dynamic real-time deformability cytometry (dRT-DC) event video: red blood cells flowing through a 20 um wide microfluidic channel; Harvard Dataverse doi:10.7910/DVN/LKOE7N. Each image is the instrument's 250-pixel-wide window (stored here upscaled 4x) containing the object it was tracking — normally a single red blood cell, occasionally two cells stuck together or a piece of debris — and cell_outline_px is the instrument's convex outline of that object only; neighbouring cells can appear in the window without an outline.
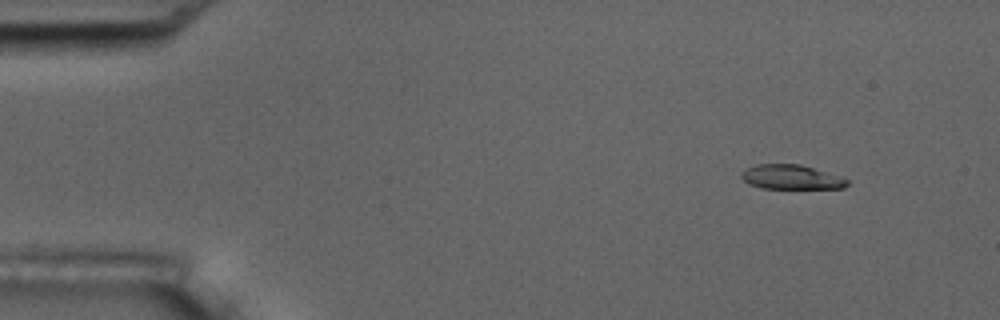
{"species": "common noctule bat (a hibernating species)", "species_latin": "Nyctalus noctula", "temperature_condition": "room temperature", "stored_images_in_passage": 5, "camera_frame_rate_fps": 3000, "um_per_image_px": 0.085, "animal": {"sex": "male", "body_mass_g": 17.5, "forearm_length_mm": 52.3}, "frame": {"image": 1, "passage_image": 2, "time_ms": 1.0, "image_size_px": [1000, 320], "cell_outline_px": [[848, 184], [844, 188], [764, 188], [752, 184], [744, 180], [740, 176], [740, 172], [756, 164], [800, 164], [848, 180]], "centroid_in_image_um": [67.21, 15.05], "position_along_channel_um": 17.8, "area_um2": 14.62}}
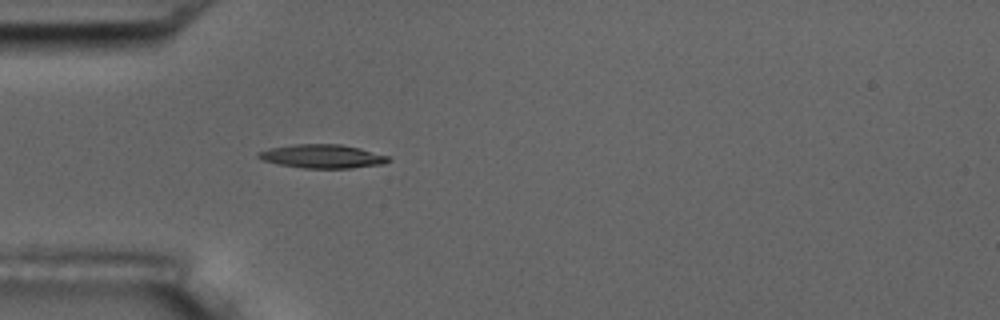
{"frame": {"image": 2, "passage_image": 5, "time_ms": 4.667, "image_size_px": [1000, 320], "cell_outline_px": [[392, 160], [384, 164], [352, 168], [304, 168], [280, 164], [264, 160], [256, 156], [256, 152], [268, 148], [292, 144], [340, 144], [360, 148], [388, 156]], "centroid_in_image_um": [27.4, 13.28], "position_along_channel_um": 57.6, "area_um2": 17.98}}